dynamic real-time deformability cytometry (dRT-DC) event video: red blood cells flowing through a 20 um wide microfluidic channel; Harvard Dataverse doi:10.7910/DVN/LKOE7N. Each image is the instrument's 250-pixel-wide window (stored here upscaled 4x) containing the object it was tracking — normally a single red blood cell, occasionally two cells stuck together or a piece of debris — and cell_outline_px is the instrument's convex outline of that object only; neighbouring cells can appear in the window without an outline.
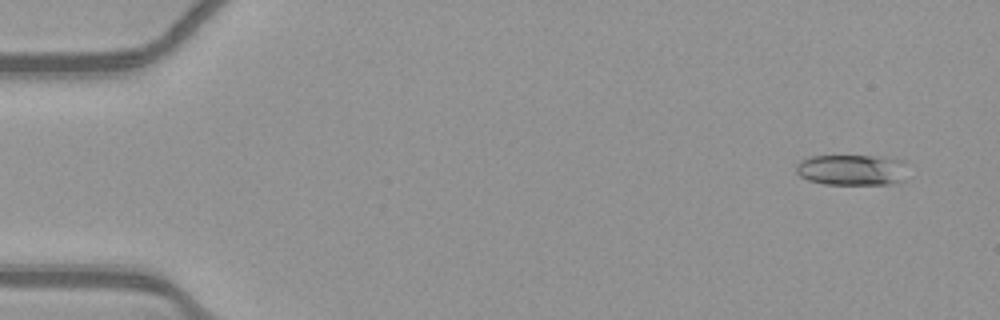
{"species": "common noctule bat (a hibernating species)", "species_latin": "Nyctalus noctula", "temperature_condition": "warm", "stored_images_in_passage": 54, "camera_frame_rate_fps": 3000, "um_per_image_px": 0.085, "animal": {"sex": "female", "body_mass_g": 21.9}, "frame": {"image": 1, "passage_image": 4, "time_ms": 1.0, "image_size_px": [1000, 320], "cell_outline_px": [[904, 180], [892, 184], [824, 184], [808, 180], [800, 176], [796, 172], [796, 164], [800, 160], [808, 156], [872, 156], [904, 160]], "centroid_in_image_um": [72.36, 14.44], "position_along_channel_um": 12.6, "area_um2": 20.06}}
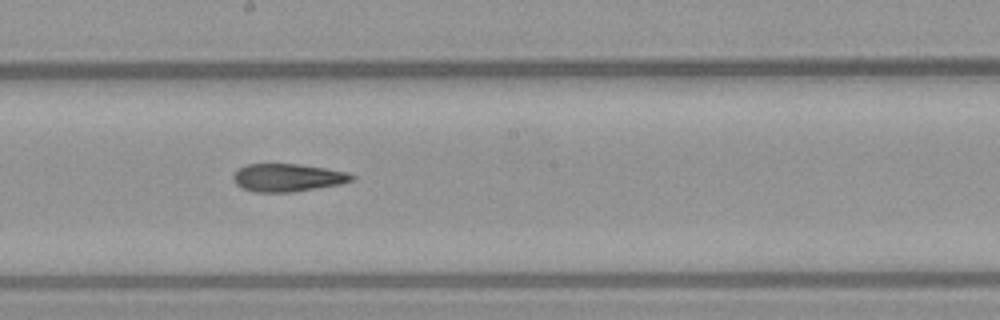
{"frame": {"image": 2, "passage_image": 30, "time_ms": 9.667, "image_size_px": [1000, 320], "cell_outline_px": [[356, 176], [352, 180], [340, 184], [292, 192], [256, 192], [244, 188], [236, 184], [232, 180], [232, 176], [244, 164], [300, 164], [348, 172]], "centroid_in_image_um": [24.44, 15.09], "position_along_channel_um": 223.8, "area_um2": 19.13}}
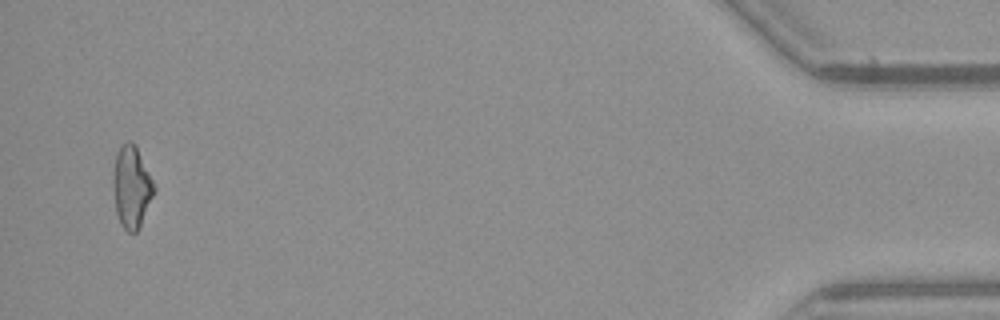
{"frame": {"image": 3, "passage_image": 52, "time_ms": 17.0, "image_size_px": [1000, 320], "cell_outline_px": [[156, 188], [140, 228], [136, 232], [128, 232], [120, 224], [116, 212], [112, 188], [112, 176], [116, 156], [120, 148], [128, 140], [132, 140], [136, 144], [156, 184]], "centroid_in_image_um": [11.2, 15.88], "position_along_channel_um": 424.0, "area_um2": 20.0}, "authors_computed_cell_mechanics": {"area_um2": 19.4497, "velocity_mm_per_s": 3.916, "shape_relaxation_time_tau1_ms": null, "shape_relaxation_time_tau2_ms": 2.9229, "deformation_change_tau1": null, "deformation_change_tau2": 0.1302}}